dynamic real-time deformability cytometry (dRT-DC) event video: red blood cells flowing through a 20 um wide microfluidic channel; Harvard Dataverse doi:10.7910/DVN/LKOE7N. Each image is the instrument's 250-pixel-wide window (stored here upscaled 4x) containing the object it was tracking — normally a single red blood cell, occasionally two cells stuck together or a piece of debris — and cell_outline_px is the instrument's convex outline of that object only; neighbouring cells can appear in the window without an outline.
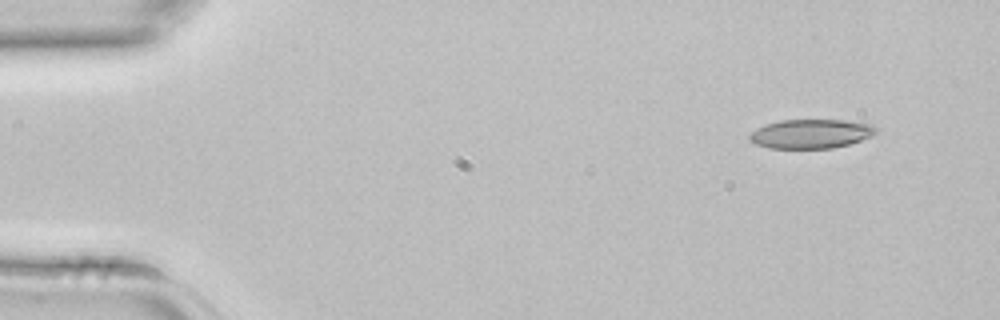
{"species": "common noctule bat (a hibernating species)", "species_latin": "Nyctalus noctula", "temperature_condition": "room temperature", "stored_images_in_passage": 3, "camera_frame_rate_fps": 3000, "um_per_image_px": 0.085, "animal": {"sex": "female", "body_mass_g": 22.7, "forearm_length_mm": 54.2}, "frame": {"image": 1, "passage_image": 1, "time_ms": 0.0, "image_size_px": [1000, 320], "cell_outline_px": [[876, 132], [872, 136], [848, 144], [832, 148], [768, 148], [756, 144], [748, 140], [748, 136], [756, 128], [764, 124], [780, 120], [844, 120], [872, 124], [876, 128]], "centroid_in_image_um": [68.89, 11.37], "position_along_channel_um": 16.1, "area_um2": 21.5}}
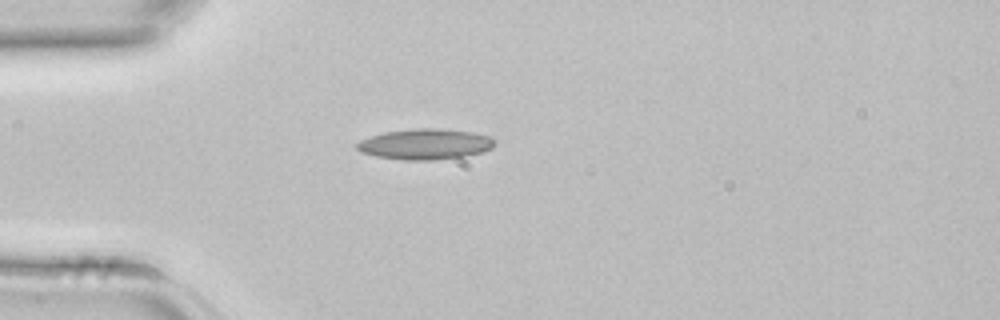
{"frame": {"image": 2, "passage_image": 3, "time_ms": 0.667, "image_size_px": [1000, 320], "cell_outline_px": [[496, 144], [492, 148], [484, 152], [464, 156], [436, 160], [404, 160], [376, 156], [360, 152], [356, 148], [356, 144], [360, 140], [384, 132], [416, 128], [440, 128], [476, 132], [492, 136], [496, 140]], "centroid_in_image_um": [36.21, 12.24], "position_along_channel_um": 48.8, "area_um2": 24.97}}